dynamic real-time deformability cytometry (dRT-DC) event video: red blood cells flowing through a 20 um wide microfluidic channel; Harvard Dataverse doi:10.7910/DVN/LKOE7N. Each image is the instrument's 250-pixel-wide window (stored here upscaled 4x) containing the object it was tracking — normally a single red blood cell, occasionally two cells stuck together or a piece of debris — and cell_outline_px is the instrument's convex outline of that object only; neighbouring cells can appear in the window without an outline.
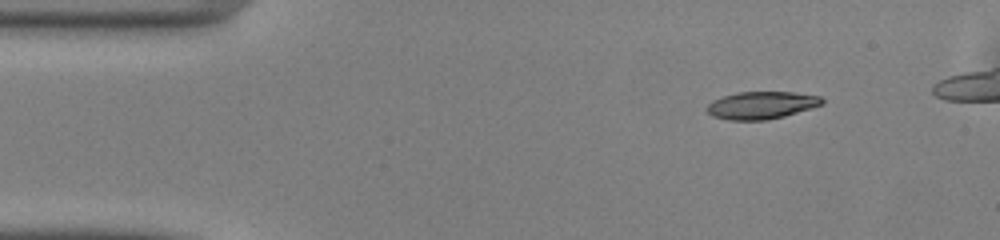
{"species": "common noctule bat (a hibernating species)", "species_latin": "Nyctalus noctula", "temperature_condition": "warm", "stored_images_in_passage": 39, "camera_frame_rate_fps": 3000, "um_per_image_px": 0.085, "animal": {"sex": "male", "body_mass_g": 13.0, "forearm_length_mm": 53.1}, "frame": {"image": 1, "passage_image": 1, "time_ms": 0.0, "image_size_px": [1000, 240], "cell_outline_px": [[824, 104], [784, 116], [768, 120], [728, 120], [712, 116], [704, 108], [712, 100], [736, 92], [792, 92], [820, 96], [824, 100]], "centroid_in_image_um": [64.7, 8.94], "position_along_channel_um": 20.3, "area_um2": 18.5}}
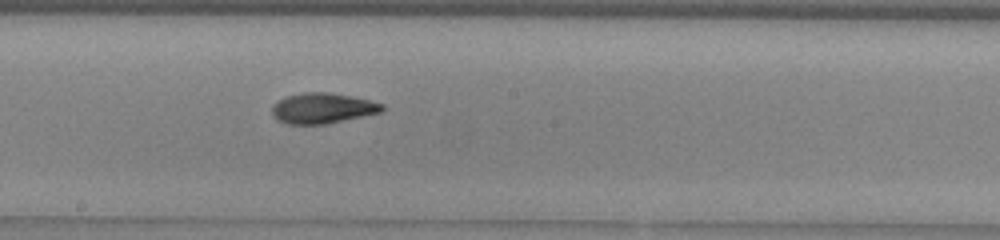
{"frame": {"image": 2, "passage_image": 21, "time_ms": 6.667, "image_size_px": [1000, 240], "cell_outline_px": [[384, 108], [380, 112], [324, 124], [288, 124], [276, 120], [272, 116], [272, 108], [284, 96], [304, 92], [328, 92], [368, 100], [384, 104]], "centroid_in_image_um": [27.36, 9.2], "position_along_channel_um": 220.8, "area_um2": 19.25}}
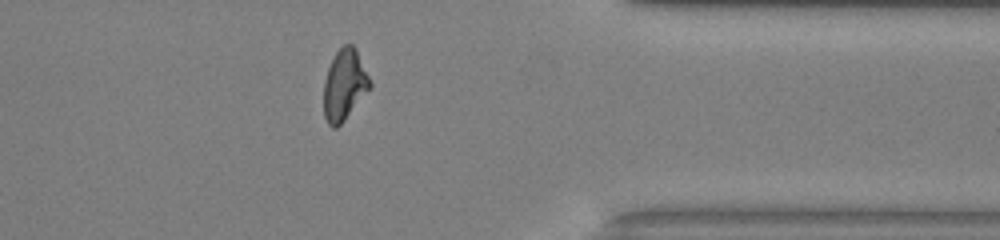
{"frame": {"image": 3, "passage_image": 34, "time_ms": 11.0, "image_size_px": [1000, 240], "cell_outline_px": [[372, 88], [344, 120], [336, 128], [332, 128], [328, 124], [324, 116], [324, 80], [328, 68], [336, 52], [344, 44], [352, 44], [356, 48], [372, 84]], "centroid_in_image_um": [29.29, 7.23], "position_along_channel_um": 382.1, "area_um2": 19.13}, "authors_computed_cell_mechanics": {"area_um2": 19.1318, "velocity_mm_per_s": 4.1185, "shape_relaxation_time_tau1_ms": 3.4219, "shape_relaxation_time_tau2_ms": 4.0182, "deformation_change_tau1": 0.1721, "deformation_change_tau2": 0.1057}}